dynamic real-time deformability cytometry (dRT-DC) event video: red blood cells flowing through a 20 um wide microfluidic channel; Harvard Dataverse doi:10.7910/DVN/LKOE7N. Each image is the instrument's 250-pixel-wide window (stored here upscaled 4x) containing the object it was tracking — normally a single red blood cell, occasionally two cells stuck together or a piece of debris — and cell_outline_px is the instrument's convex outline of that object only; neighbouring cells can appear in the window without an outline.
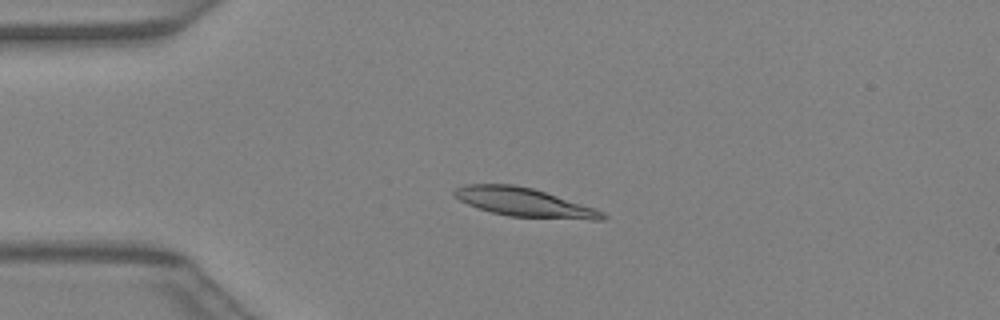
{"species": "Egyptian fruit bat (a non-hibernating species)", "species_latin": "Rousettus aegyptiacus", "temperature_condition": "warm", "stored_images_in_passage": 39, "camera_frame_rate_fps": 3000, "um_per_image_px": 0.085, "animal": {"sex": "female"}, "frame": {"image": 1, "passage_image": 8, "time_ms": 2.333, "image_size_px": [1000, 320], "cell_outline_px": [[608, 216], [604, 220], [592, 220], [508, 216], [492, 212], [468, 204], [452, 196], [452, 192], [456, 188], [464, 184], [512, 184], [532, 188], [604, 212]], "centroid_in_image_um": [44.51, 17.2], "position_along_channel_um": 40.5, "area_um2": 24.45}}
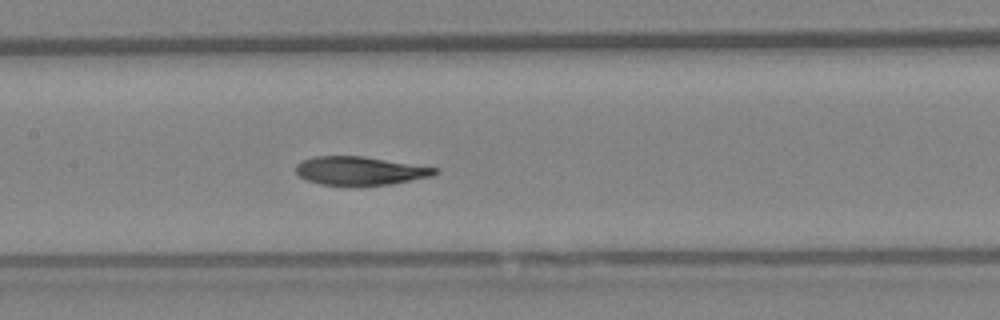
{"frame": {"image": 2, "passage_image": 18, "time_ms": 5.667, "image_size_px": [1000, 320], "cell_outline_px": [[440, 172], [432, 176], [392, 184], [320, 184], [308, 180], [300, 176], [296, 172], [296, 164], [304, 160], [316, 156], [364, 156], [440, 168]], "centroid_in_image_um": [30.66, 14.5], "position_along_channel_um": 176.7, "area_um2": 22.77}}
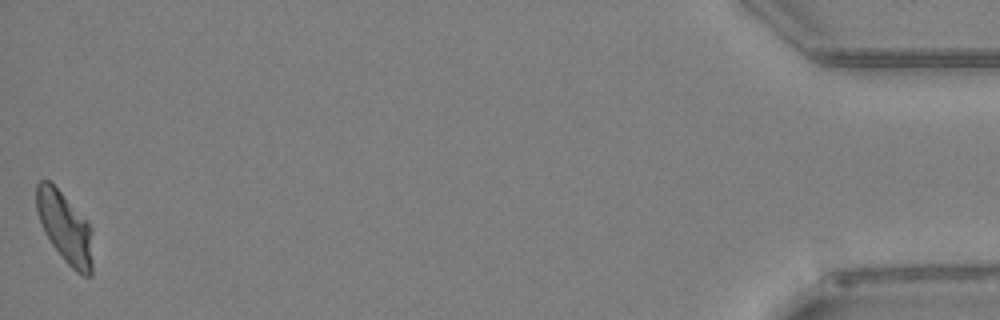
{"frame": {"image": 3, "passage_image": 39, "time_ms": 12.667, "image_size_px": [1000, 320], "cell_outline_px": [[92, 276], [84, 276], [76, 272], [64, 260], [52, 244], [44, 232], [36, 212], [36, 184], [40, 180], [48, 180], [88, 220], [92, 228]], "centroid_in_image_um": [5.53, 19.35], "position_along_channel_um": 429.7, "area_um2": 23.35}}